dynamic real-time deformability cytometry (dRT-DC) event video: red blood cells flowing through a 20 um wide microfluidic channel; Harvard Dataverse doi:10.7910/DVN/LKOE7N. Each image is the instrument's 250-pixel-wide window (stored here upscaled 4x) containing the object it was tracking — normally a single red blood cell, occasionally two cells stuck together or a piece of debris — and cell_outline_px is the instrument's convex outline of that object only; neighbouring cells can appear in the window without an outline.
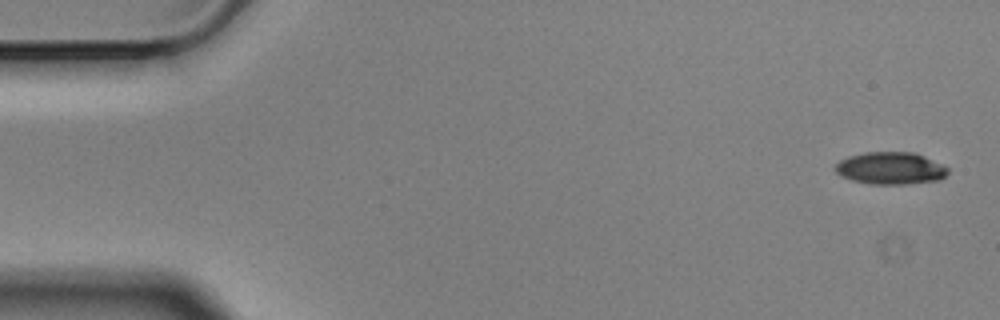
{"species": "Egyptian fruit bat (a non-hibernating species)", "species_latin": "Rousettus aegyptiacus", "temperature_condition": "cold", "stored_images_in_passage": 5, "camera_frame_rate_fps": 3000, "um_per_image_px": 0.085, "animal": {"sex": "male"}, "frame": {"image": 1, "passage_image": 1, "time_ms": 0.0, "image_size_px": [1000, 320], "cell_outline_px": [[948, 172], [940, 180], [904, 184], [868, 184], [852, 180], [840, 176], [836, 172], [836, 164], [840, 160], [848, 156], [864, 152], [912, 152], [924, 156], [948, 168]], "centroid_in_image_um": [75.66, 14.3], "position_along_channel_um": 9.3, "area_um2": 21.1}}
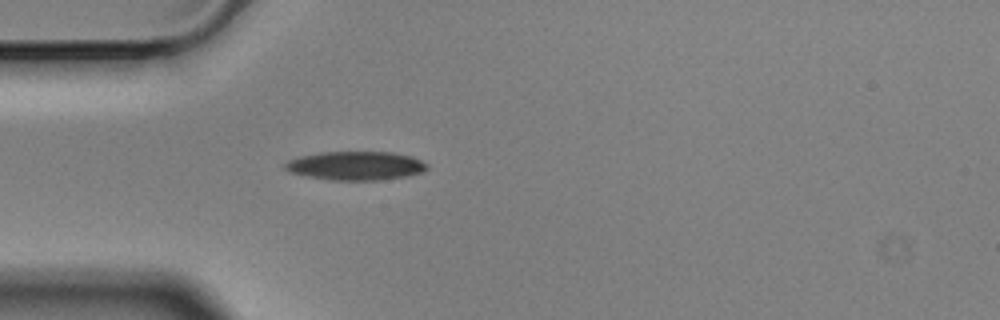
{"frame": {"image": 2, "passage_image": 5, "time_ms": 1.333, "image_size_px": [1000, 320], "cell_outline_px": [[428, 168], [424, 172], [404, 176], [380, 180], [332, 180], [308, 176], [288, 172], [284, 168], [284, 164], [288, 160], [300, 156], [320, 152], [392, 152], [412, 156], [428, 164]], "centroid_in_image_um": [30.23, 14.08], "position_along_channel_um": 54.8, "area_um2": 23.81}}